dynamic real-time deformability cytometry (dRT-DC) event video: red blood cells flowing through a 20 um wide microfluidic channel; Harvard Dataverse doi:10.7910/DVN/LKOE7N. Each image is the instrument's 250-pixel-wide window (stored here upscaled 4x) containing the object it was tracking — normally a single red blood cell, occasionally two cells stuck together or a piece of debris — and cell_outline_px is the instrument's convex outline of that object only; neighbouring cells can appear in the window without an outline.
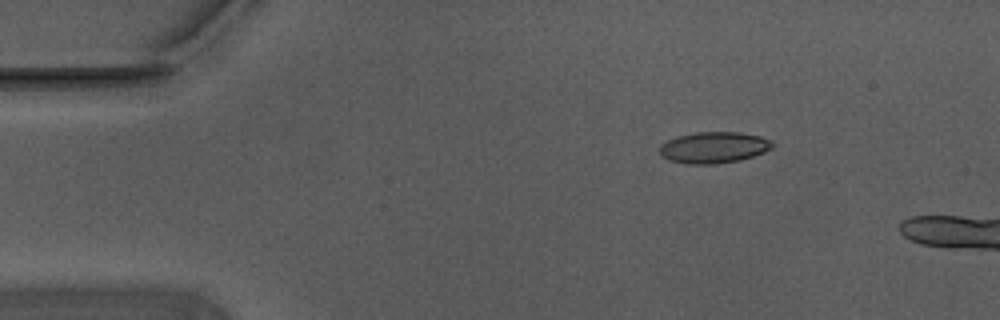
{"species": "Egyptian fruit bat (a non-hibernating species)", "species_latin": "Rousettus aegyptiacus", "temperature_condition": "warm", "stored_images_in_passage": 4, "camera_frame_rate_fps": 3000, "um_per_image_px": 0.085, "animal": {"sex": "male"}, "frame": {"image": 1, "passage_image": 1, "time_ms": 0.0, "image_size_px": [1000, 320], "cell_outline_px": [[772, 148], [764, 152], [740, 160], [716, 164], [688, 164], [668, 160], [660, 156], [660, 144], [668, 140], [680, 136], [696, 132], [740, 132], [760, 136], [772, 140]], "centroid_in_image_um": [60.66, 12.54], "position_along_channel_um": 24.3, "area_um2": 20.58}}